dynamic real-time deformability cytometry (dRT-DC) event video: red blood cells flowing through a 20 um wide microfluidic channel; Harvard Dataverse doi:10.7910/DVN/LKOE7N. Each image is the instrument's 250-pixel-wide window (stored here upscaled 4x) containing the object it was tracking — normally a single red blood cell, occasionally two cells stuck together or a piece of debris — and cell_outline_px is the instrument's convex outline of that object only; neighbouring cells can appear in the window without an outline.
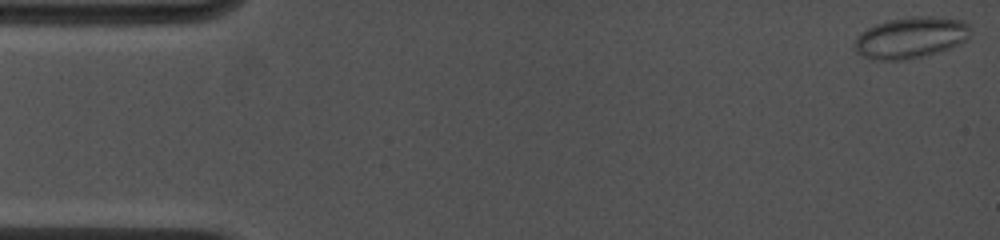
{"species": "common noctule bat (a hibernating species)", "species_latin": "Nyctalus noctula", "temperature_condition": "cold", "stored_images_in_passage": 72, "camera_frame_rate_fps": 4500, "um_per_image_px": 0.085, "animal": {"sex": "female", "body_mass_g": 19.0, "forearm_length_mm": 53.3}, "frame": {"image": 1, "passage_image": 1, "time_ms": 0.0, "image_size_px": [1000, 240], "cell_outline_px": [[968, 40], [948, 48], [924, 56], [904, 60], [872, 60], [860, 56], [852, 48], [852, 44], [856, 36], [860, 32], [876, 24], [888, 20], [908, 16], [932, 16], [964, 20], [968, 24]], "centroid_in_image_um": [77.33, 3.2], "position_along_channel_um": 7.7, "area_um2": 28.21}}
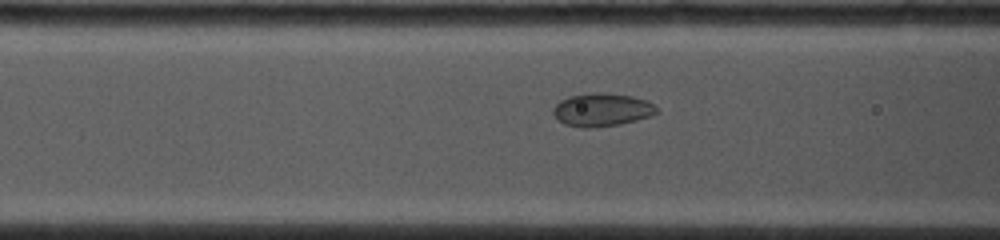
{"frame": {"image": 2, "passage_image": 26, "time_ms": 6.0, "image_size_px": [1000, 240], "cell_outline_px": [[660, 112], [652, 116], [620, 124], [592, 128], [580, 128], [564, 124], [552, 112], [552, 108], [560, 100], [568, 96], [592, 92], [604, 92], [632, 96], [644, 100], [652, 104]], "centroid_in_image_um": [51.14, 9.33], "position_along_channel_um": 115.5, "area_um2": 20.11}}
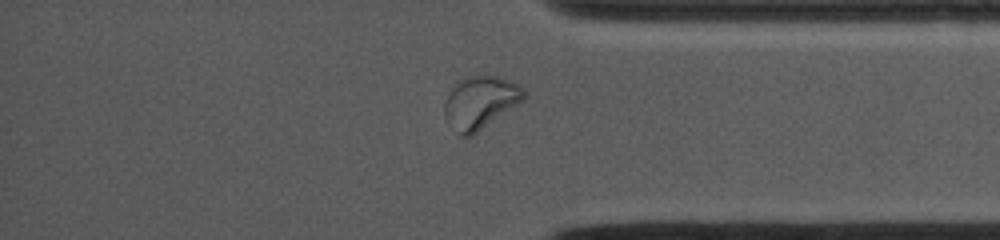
{"frame": {"image": 3, "passage_image": 59, "time_ms": 13.111, "image_size_px": [1000, 240], "cell_outline_px": [[528, 92], [524, 100], [472, 136], [464, 140], [460, 136], [444, 116], [444, 104], [452, 88], [460, 80], [468, 76], [500, 76], [512, 80], [520, 84]], "centroid_in_image_um": [40.87, 8.71], "position_along_channel_um": 394.3, "area_um2": 24.57}, "authors_computed_cell_mechanics": {"area_um2": 21.6461, "velocity_mm_per_s": 3.9366, "shape_relaxation_time_tau1_ms": 4.0415, "shape_relaxation_time_tau2_ms": 1.1352, "deformation_change_tau1": 0.085, "deformation_change_tau2": 0.0449}}